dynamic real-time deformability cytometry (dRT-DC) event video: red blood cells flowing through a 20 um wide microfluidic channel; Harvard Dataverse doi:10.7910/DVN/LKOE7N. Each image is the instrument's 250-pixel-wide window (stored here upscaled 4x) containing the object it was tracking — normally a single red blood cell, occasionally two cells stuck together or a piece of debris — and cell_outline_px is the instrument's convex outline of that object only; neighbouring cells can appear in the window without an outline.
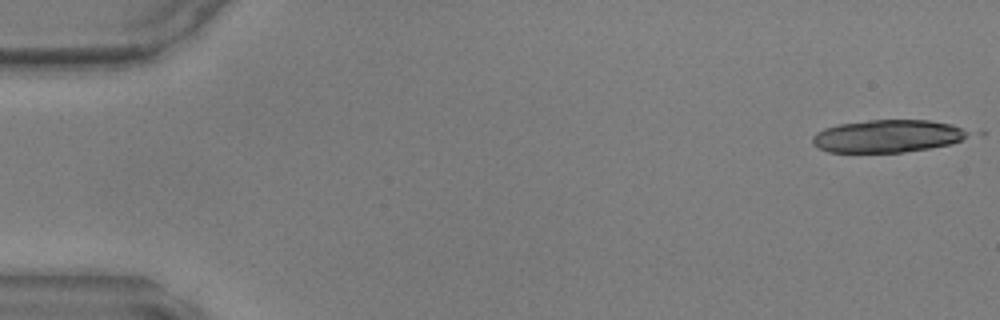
{"species": "common noctule bat (a hibernating species)", "species_latin": "Nyctalus noctula", "temperature_condition": "warm", "stored_images_in_passage": 8, "camera_frame_rate_fps": 3000, "um_per_image_px": 0.085, "animal": {"sex": "male", "body_mass_g": 17.9, "forearm_length_mm": 54.2}, "frame": {"image": 1, "passage_image": 1, "time_ms": 0.0, "image_size_px": [1000, 320], "cell_outline_px": [[968, 136], [960, 140], [948, 144], [928, 148], [904, 152], [828, 152], [812, 144], [812, 136], [816, 132], [824, 128], [836, 124], [868, 120], [928, 120], [952, 124], [968, 132]], "centroid_in_image_um": [75.37, 11.56], "position_along_channel_um": 9.6, "area_um2": 29.48}}